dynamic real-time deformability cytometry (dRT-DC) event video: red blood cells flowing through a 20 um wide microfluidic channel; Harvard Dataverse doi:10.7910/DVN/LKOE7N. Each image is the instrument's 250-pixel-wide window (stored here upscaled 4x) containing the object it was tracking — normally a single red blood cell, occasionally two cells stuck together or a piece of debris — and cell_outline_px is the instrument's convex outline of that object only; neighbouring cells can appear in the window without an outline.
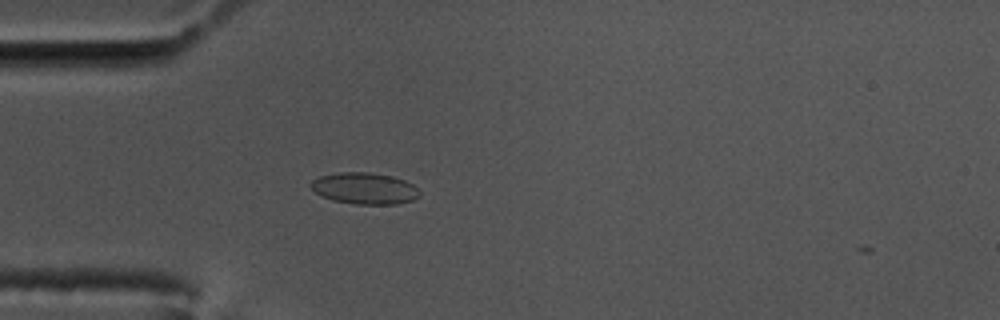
{"species": "common noctule bat (a hibernating species)", "species_latin": "Nyctalus noctula", "temperature_condition": "cold", "stored_images_in_passage": 43, "camera_frame_rate_fps": 3000, "um_per_image_px": 0.085, "animal": {"sex": "male", "body_mass_g": 17.5, "forearm_length_mm": 52.3}, "frame": {"image": 1, "passage_image": 1, "time_ms": 0.0, "image_size_px": [1000, 320], "cell_outline_px": [[420, 196], [412, 200], [396, 204], [356, 204], [332, 200], [320, 196], [308, 184], [312, 180], [320, 176], [336, 172], [368, 172], [392, 176], [404, 180], [412, 184], [420, 192]], "centroid_in_image_um": [30.96, 16.01], "position_along_channel_um": 54.0, "area_um2": 20.0}}
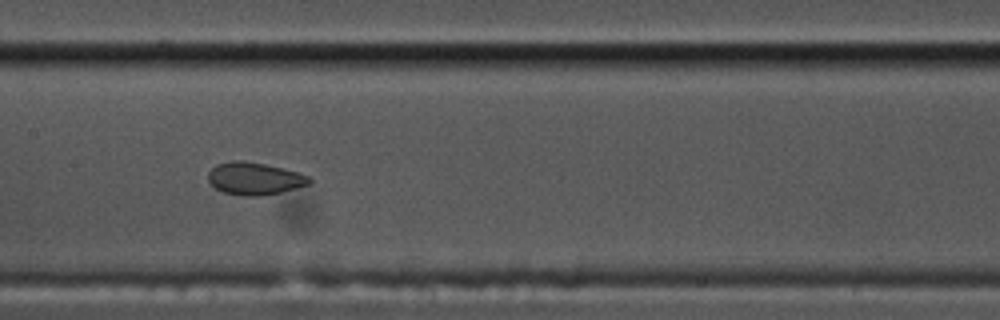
{"frame": {"image": 2, "passage_image": 13, "time_ms": 4.0, "image_size_px": [1000, 320], "cell_outline_px": [[312, 180], [308, 184], [296, 188], [280, 192], [260, 196], [240, 196], [224, 192], [216, 188], [208, 180], [208, 172], [216, 164], [232, 160], [240, 160], [264, 164], [296, 172], [308, 176]], "centroid_in_image_um": [21.59, 15.18], "position_along_channel_um": 185.8, "area_um2": 18.9}}
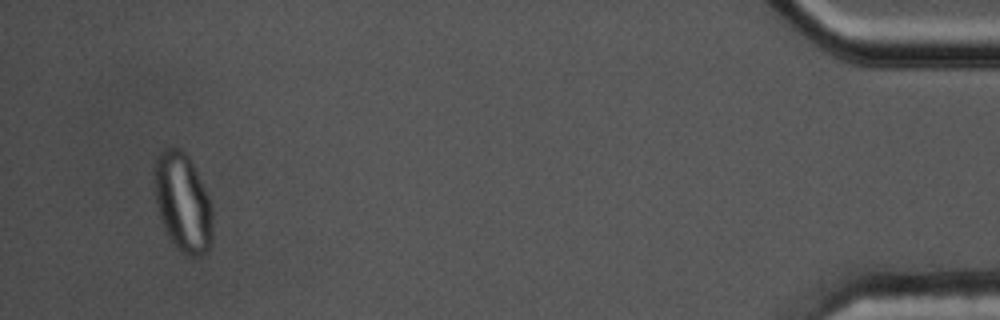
{"frame": {"image": 3, "passage_image": 40, "time_ms": 13.0, "image_size_px": [1000, 320], "cell_outline_px": [[212, 244], [208, 252], [200, 256], [188, 256], [180, 252], [168, 236], [164, 228], [156, 204], [156, 156], [168, 144], [180, 148], [188, 156], [208, 196], [212, 208]], "centroid_in_image_um": [15.56, 17.24], "position_along_channel_um": 419.6, "area_um2": 33.35}}